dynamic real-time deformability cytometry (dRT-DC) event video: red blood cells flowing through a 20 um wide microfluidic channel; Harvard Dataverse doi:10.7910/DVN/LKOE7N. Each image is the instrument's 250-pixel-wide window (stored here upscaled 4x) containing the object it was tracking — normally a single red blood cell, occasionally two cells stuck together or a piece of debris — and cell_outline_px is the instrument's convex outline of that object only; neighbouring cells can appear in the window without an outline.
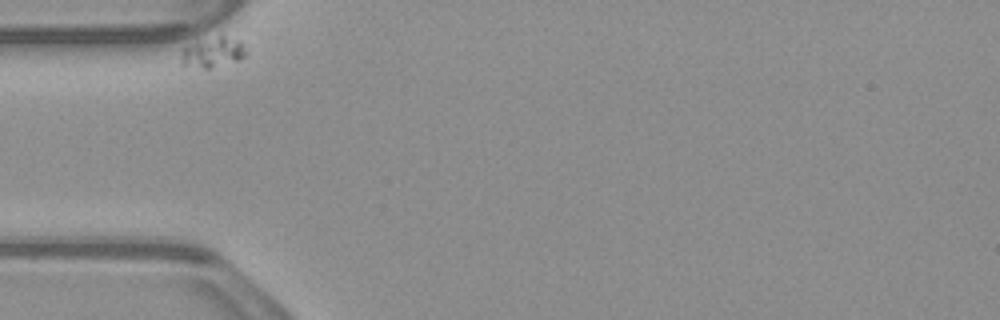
{"species": "common noctule bat (a hibernating species)", "species_latin": "Nyctalus noctula", "temperature_condition": "warm", "stored_images_in_passage": 36, "camera_frame_rate_fps": 3000, "um_per_image_px": 0.085, "animal": {"sex": "male", "body_mass_g": 23.1, "forearm_length_mm": 52.7}, "frame": {"image": 1, "passage_image": 1, "time_ms": 0.0, "image_size_px": [1000, 320], "cell_outline_px": [[248, 52], [240, 60], [208, 68], [204, 68], [184, 64], [180, 60], [180, 52], [184, 48], [220, 36], [224, 36], [236, 40], [244, 44]], "centroid_in_image_um": [18.15, 4.48], "position_along_channel_um": 66.9, "area_um2": 10.81}}